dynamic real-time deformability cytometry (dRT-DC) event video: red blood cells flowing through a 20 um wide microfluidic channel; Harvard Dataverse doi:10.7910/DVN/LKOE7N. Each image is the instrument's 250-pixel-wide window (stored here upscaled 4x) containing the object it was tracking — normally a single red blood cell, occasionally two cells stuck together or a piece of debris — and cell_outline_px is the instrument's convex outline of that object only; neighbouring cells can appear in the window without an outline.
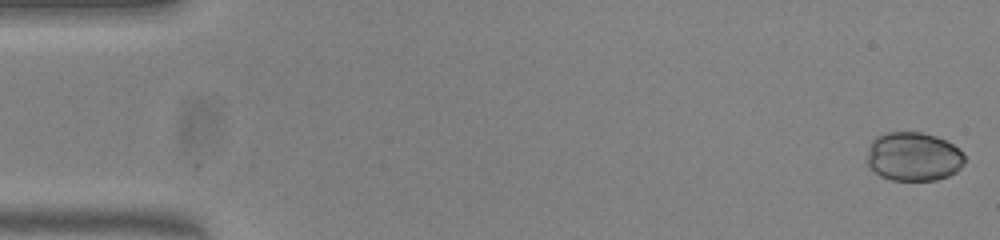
{"species": "common noctule bat (a hibernating species)", "species_latin": "Nyctalus noctula", "temperature_condition": "warm", "stored_images_in_passage": 15, "camera_frame_rate_fps": 3000, "um_per_image_px": 0.085, "animal": {"sex": "female", "body_mass_g": 23.0, "forearm_length_mm": 53.4}, "frame": {"image": 1, "passage_image": 1, "time_ms": 0.0, "image_size_px": [1000, 240], "cell_outline_px": [[964, 164], [956, 172], [948, 176], [936, 180], [892, 180], [880, 176], [868, 164], [868, 148], [872, 140], [876, 136], [884, 132], [924, 132], [936, 136], [952, 144], [964, 152]], "centroid_in_image_um": [77.66, 13.3], "position_along_channel_um": 7.3, "area_um2": 27.92}}
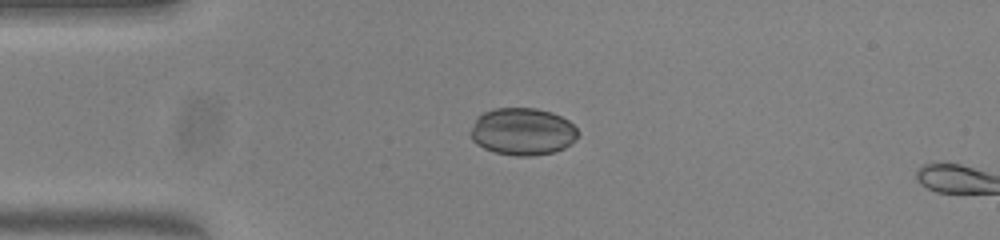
{"frame": {"image": 2, "passage_image": 13, "time_ms": 4.0, "image_size_px": [1000, 240], "cell_outline_px": [[580, 132], [576, 140], [572, 144], [564, 148], [552, 152], [532, 156], [512, 156], [496, 152], [484, 148], [476, 144], [468, 136], [468, 132], [476, 116], [492, 108], [536, 108], [552, 112], [568, 120]], "centroid_in_image_um": [44.39, 11.18], "position_along_channel_um": 40.6, "area_um2": 30.11}}